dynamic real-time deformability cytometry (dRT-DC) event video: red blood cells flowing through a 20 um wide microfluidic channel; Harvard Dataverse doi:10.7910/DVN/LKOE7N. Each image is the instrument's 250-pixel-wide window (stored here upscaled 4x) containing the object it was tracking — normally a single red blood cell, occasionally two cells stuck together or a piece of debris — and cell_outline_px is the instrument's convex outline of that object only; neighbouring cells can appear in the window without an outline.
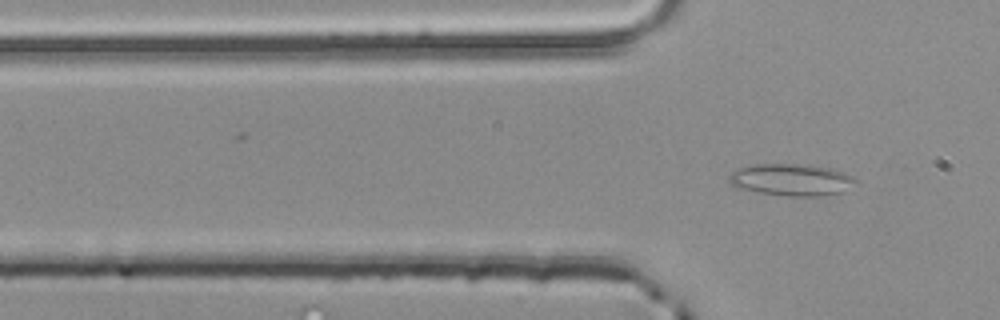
{"species": "common noctule bat (a hibernating species)", "species_latin": "Nyctalus noctula", "temperature_condition": "room temperature", "stored_images_in_passage": 3, "segment_of_instrument_passage": [3, 3], "camera_frame_rate_fps": 3000, "um_per_image_px": 0.085, "animal": {"sex": "male", "body_mass_g": 20.4}, "frame": {"image": 1, "passage_image": 3, "time_ms": 0.667, "image_size_px": [1000, 320], "cell_outline_px": [[856, 180], [840, 192], [816, 196], [788, 196], [756, 192], [736, 188], [728, 180], [728, 176], [732, 172], [748, 164], [808, 164], [832, 168], [844, 172], [852, 176]], "centroid_in_image_um": [67.19, 15.26], "position_along_channel_um": 58.6, "area_um2": 23.47}}